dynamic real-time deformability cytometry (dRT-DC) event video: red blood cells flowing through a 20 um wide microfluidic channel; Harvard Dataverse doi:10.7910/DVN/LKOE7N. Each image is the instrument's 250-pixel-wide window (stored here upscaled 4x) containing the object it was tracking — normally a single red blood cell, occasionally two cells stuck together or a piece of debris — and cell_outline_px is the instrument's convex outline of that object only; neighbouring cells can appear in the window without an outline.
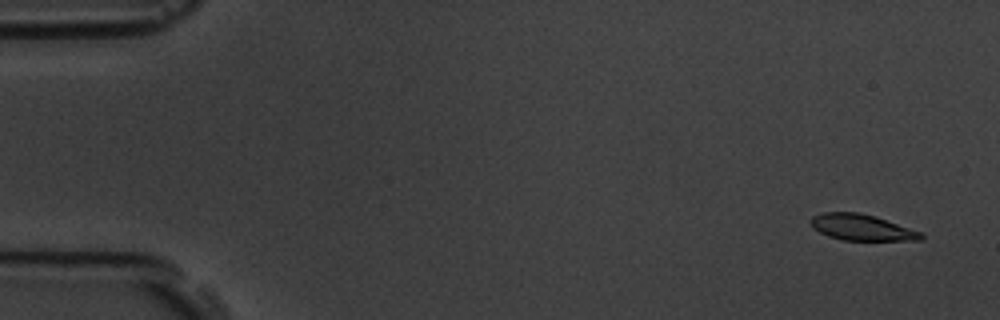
{"species": "common noctule bat (a hibernating species)", "species_latin": "Nyctalus noctula", "temperature_condition": "room temperature", "stored_images_in_passage": 5, "camera_frame_rate_fps": 3000, "um_per_image_px": 0.085, "animal": {"sex": "male", "body_mass_g": 19.5, "forearm_length_mm": 54.6}, "frame": {"image": 1, "passage_image": 1, "time_ms": 0.0, "image_size_px": [1000, 320], "cell_outline_px": [[924, 236], [920, 240], [840, 240], [828, 236], [812, 228], [812, 216], [824, 212], [860, 212], [876, 216], [920, 232]], "centroid_in_image_um": [73.22, 19.32], "position_along_channel_um": 11.8, "area_um2": 16.65}}
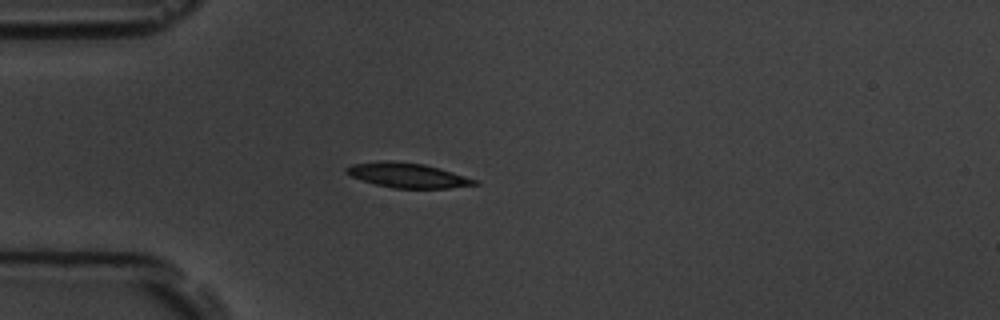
{"frame": {"image": 2, "passage_image": 5, "time_ms": 4.333, "image_size_px": [1000, 320], "cell_outline_px": [[480, 184], [448, 188], [392, 188], [376, 184], [352, 176], [344, 172], [344, 168], [352, 164], [380, 160], [392, 160], [424, 164], [440, 168], [476, 180]], "centroid_in_image_um": [34.61, 14.88], "position_along_channel_um": 50.4, "area_um2": 18.44}}